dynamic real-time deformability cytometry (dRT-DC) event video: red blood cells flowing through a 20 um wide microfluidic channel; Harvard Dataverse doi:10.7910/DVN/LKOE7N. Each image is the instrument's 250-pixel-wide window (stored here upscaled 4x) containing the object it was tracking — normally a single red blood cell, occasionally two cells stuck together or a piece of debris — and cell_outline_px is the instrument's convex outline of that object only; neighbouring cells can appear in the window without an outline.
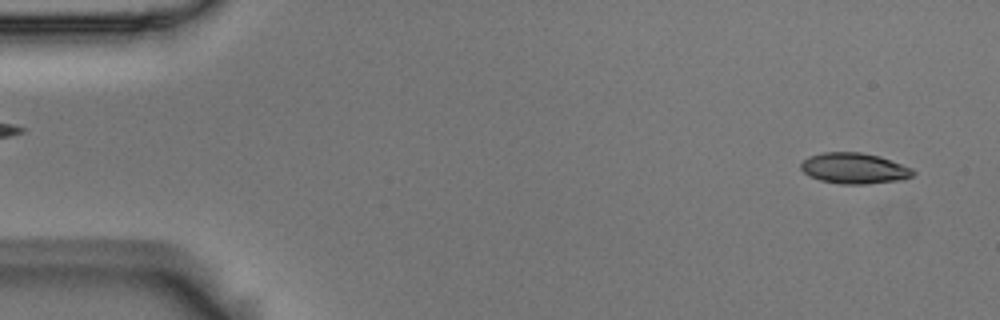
{"species": "Egyptian fruit bat (a non-hibernating species)", "species_latin": "Rousettus aegyptiacus", "temperature_condition": "room temperature", "stored_images_in_passage": 53, "camera_frame_rate_fps": 3000, "um_per_image_px": 0.085, "animal": {"sex": "male"}, "frame": {"image": 1, "passage_image": 2, "time_ms": 0.333, "image_size_px": [1000, 320], "cell_outline_px": [[916, 172], [912, 176], [904, 180], [864, 184], [840, 184], [820, 180], [804, 172], [800, 168], [800, 164], [808, 156], [824, 152], [860, 152], [880, 156], [912, 168]], "centroid_in_image_um": [72.63, 14.31], "position_along_channel_um": 12.4, "area_um2": 20.17}}
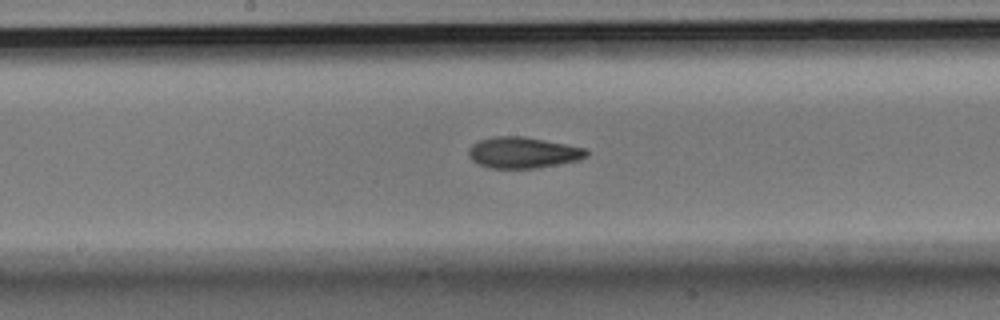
{"frame": {"image": 2, "passage_image": 27, "time_ms": 8.667, "image_size_px": [1000, 320], "cell_outline_px": [[588, 156], [580, 160], [536, 168], [488, 168], [476, 164], [468, 156], [468, 152], [472, 144], [480, 140], [496, 136], [524, 136], [588, 148]], "centroid_in_image_um": [44.47, 12.97], "position_along_channel_um": 203.7, "area_um2": 21.56}}
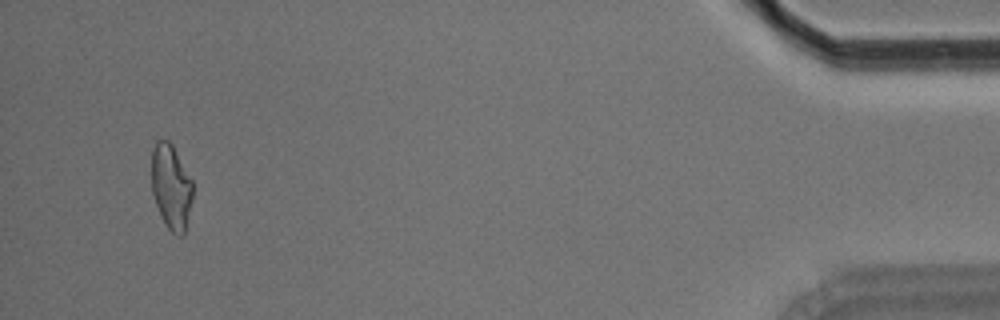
{"frame": {"image": 3, "passage_image": 51, "time_ms": 16.667, "image_size_px": [1000, 320], "cell_outline_px": [[192, 200], [184, 236], [176, 236], [168, 228], [160, 216], [152, 192], [152, 148], [156, 140], [168, 140], [172, 144], [192, 180]], "centroid_in_image_um": [14.54, 15.89], "position_along_channel_um": 420.7, "area_um2": 20.46}, "authors_computed_cell_mechanics": {"area_um2": 20.6924, "velocity_mm_per_s": 3.6806, "shape_relaxation_time_tau1_ms": 6.8457, "shape_relaxation_time_tau2_ms": 4.0334, "deformation_change_tau1": 0.1683, "deformation_change_tau2": 0.0989}}